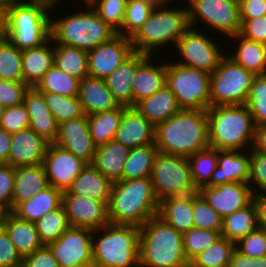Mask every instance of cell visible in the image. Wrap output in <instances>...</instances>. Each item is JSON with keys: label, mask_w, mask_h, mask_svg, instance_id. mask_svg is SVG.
<instances>
[{"label": "cell", "mask_w": 266, "mask_h": 267, "mask_svg": "<svg viewBox=\"0 0 266 267\" xmlns=\"http://www.w3.org/2000/svg\"><path fill=\"white\" fill-rule=\"evenodd\" d=\"M235 250L241 255L251 258L266 256V231L257 227L235 243Z\"/></svg>", "instance_id": "cell-52"}, {"label": "cell", "mask_w": 266, "mask_h": 267, "mask_svg": "<svg viewBox=\"0 0 266 267\" xmlns=\"http://www.w3.org/2000/svg\"><path fill=\"white\" fill-rule=\"evenodd\" d=\"M15 181V167L0 164V206L12 211V197Z\"/></svg>", "instance_id": "cell-55"}, {"label": "cell", "mask_w": 266, "mask_h": 267, "mask_svg": "<svg viewBox=\"0 0 266 267\" xmlns=\"http://www.w3.org/2000/svg\"><path fill=\"white\" fill-rule=\"evenodd\" d=\"M53 65L54 41L52 38L40 47L22 50V74L24 83L29 87H35Z\"/></svg>", "instance_id": "cell-30"}, {"label": "cell", "mask_w": 266, "mask_h": 267, "mask_svg": "<svg viewBox=\"0 0 266 267\" xmlns=\"http://www.w3.org/2000/svg\"><path fill=\"white\" fill-rule=\"evenodd\" d=\"M157 216L184 234L194 228L193 193L159 201Z\"/></svg>", "instance_id": "cell-28"}, {"label": "cell", "mask_w": 266, "mask_h": 267, "mask_svg": "<svg viewBox=\"0 0 266 267\" xmlns=\"http://www.w3.org/2000/svg\"><path fill=\"white\" fill-rule=\"evenodd\" d=\"M92 234L91 229L70 226L56 241L46 246L59 267H93Z\"/></svg>", "instance_id": "cell-14"}, {"label": "cell", "mask_w": 266, "mask_h": 267, "mask_svg": "<svg viewBox=\"0 0 266 267\" xmlns=\"http://www.w3.org/2000/svg\"><path fill=\"white\" fill-rule=\"evenodd\" d=\"M239 34L248 40L266 44V15L253 19H241Z\"/></svg>", "instance_id": "cell-56"}, {"label": "cell", "mask_w": 266, "mask_h": 267, "mask_svg": "<svg viewBox=\"0 0 266 267\" xmlns=\"http://www.w3.org/2000/svg\"><path fill=\"white\" fill-rule=\"evenodd\" d=\"M164 4H168V3H170V4H175L176 2V0H161ZM184 1H186L187 2V0H184Z\"/></svg>", "instance_id": "cell-70"}, {"label": "cell", "mask_w": 266, "mask_h": 267, "mask_svg": "<svg viewBox=\"0 0 266 267\" xmlns=\"http://www.w3.org/2000/svg\"><path fill=\"white\" fill-rule=\"evenodd\" d=\"M23 103L29 112V128L49 144L54 143L58 136L59 124L47 107L43 93L35 87H30L26 91Z\"/></svg>", "instance_id": "cell-22"}, {"label": "cell", "mask_w": 266, "mask_h": 267, "mask_svg": "<svg viewBox=\"0 0 266 267\" xmlns=\"http://www.w3.org/2000/svg\"><path fill=\"white\" fill-rule=\"evenodd\" d=\"M29 123V112L27 111L24 103H21L4 109L0 121V128L4 129L8 133L13 134L20 130L28 128Z\"/></svg>", "instance_id": "cell-53"}, {"label": "cell", "mask_w": 266, "mask_h": 267, "mask_svg": "<svg viewBox=\"0 0 266 267\" xmlns=\"http://www.w3.org/2000/svg\"><path fill=\"white\" fill-rule=\"evenodd\" d=\"M139 245V226L109 223L93 230V267H139Z\"/></svg>", "instance_id": "cell-6"}, {"label": "cell", "mask_w": 266, "mask_h": 267, "mask_svg": "<svg viewBox=\"0 0 266 267\" xmlns=\"http://www.w3.org/2000/svg\"><path fill=\"white\" fill-rule=\"evenodd\" d=\"M156 198L150 177L119 180L112 183L108 202L111 224L143 226L158 213Z\"/></svg>", "instance_id": "cell-2"}, {"label": "cell", "mask_w": 266, "mask_h": 267, "mask_svg": "<svg viewBox=\"0 0 266 267\" xmlns=\"http://www.w3.org/2000/svg\"><path fill=\"white\" fill-rule=\"evenodd\" d=\"M80 80L66 74L53 65L37 83L35 88L41 93H54L67 97H77Z\"/></svg>", "instance_id": "cell-40"}, {"label": "cell", "mask_w": 266, "mask_h": 267, "mask_svg": "<svg viewBox=\"0 0 266 267\" xmlns=\"http://www.w3.org/2000/svg\"><path fill=\"white\" fill-rule=\"evenodd\" d=\"M209 147L247 151L255 134L253 117L246 105H218L207 109Z\"/></svg>", "instance_id": "cell-5"}, {"label": "cell", "mask_w": 266, "mask_h": 267, "mask_svg": "<svg viewBox=\"0 0 266 267\" xmlns=\"http://www.w3.org/2000/svg\"><path fill=\"white\" fill-rule=\"evenodd\" d=\"M77 98L86 115L111 111L120 106L104 80L90 76L80 80Z\"/></svg>", "instance_id": "cell-26"}, {"label": "cell", "mask_w": 266, "mask_h": 267, "mask_svg": "<svg viewBox=\"0 0 266 267\" xmlns=\"http://www.w3.org/2000/svg\"><path fill=\"white\" fill-rule=\"evenodd\" d=\"M108 202L78 195H62V206L71 227L96 230L108 225Z\"/></svg>", "instance_id": "cell-17"}, {"label": "cell", "mask_w": 266, "mask_h": 267, "mask_svg": "<svg viewBox=\"0 0 266 267\" xmlns=\"http://www.w3.org/2000/svg\"><path fill=\"white\" fill-rule=\"evenodd\" d=\"M198 192L222 218L248 206L254 196L250 185L240 182L203 186Z\"/></svg>", "instance_id": "cell-18"}, {"label": "cell", "mask_w": 266, "mask_h": 267, "mask_svg": "<svg viewBox=\"0 0 266 267\" xmlns=\"http://www.w3.org/2000/svg\"><path fill=\"white\" fill-rule=\"evenodd\" d=\"M143 1H147L150 4L154 5V6H162L165 5L161 0H143Z\"/></svg>", "instance_id": "cell-68"}, {"label": "cell", "mask_w": 266, "mask_h": 267, "mask_svg": "<svg viewBox=\"0 0 266 267\" xmlns=\"http://www.w3.org/2000/svg\"><path fill=\"white\" fill-rule=\"evenodd\" d=\"M115 141L129 149L155 143V126L135 107L123 106V115Z\"/></svg>", "instance_id": "cell-21"}, {"label": "cell", "mask_w": 266, "mask_h": 267, "mask_svg": "<svg viewBox=\"0 0 266 267\" xmlns=\"http://www.w3.org/2000/svg\"><path fill=\"white\" fill-rule=\"evenodd\" d=\"M4 229L22 258L44 246L39 238L36 224L19 219L12 212L6 217Z\"/></svg>", "instance_id": "cell-34"}, {"label": "cell", "mask_w": 266, "mask_h": 267, "mask_svg": "<svg viewBox=\"0 0 266 267\" xmlns=\"http://www.w3.org/2000/svg\"><path fill=\"white\" fill-rule=\"evenodd\" d=\"M257 227V210L254 201H252L245 208L223 218L221 236L237 243Z\"/></svg>", "instance_id": "cell-37"}, {"label": "cell", "mask_w": 266, "mask_h": 267, "mask_svg": "<svg viewBox=\"0 0 266 267\" xmlns=\"http://www.w3.org/2000/svg\"><path fill=\"white\" fill-rule=\"evenodd\" d=\"M0 79L24 82L22 74V50L9 39L0 42Z\"/></svg>", "instance_id": "cell-43"}, {"label": "cell", "mask_w": 266, "mask_h": 267, "mask_svg": "<svg viewBox=\"0 0 266 267\" xmlns=\"http://www.w3.org/2000/svg\"><path fill=\"white\" fill-rule=\"evenodd\" d=\"M221 237L218 231L192 228L183 234L184 252L188 262Z\"/></svg>", "instance_id": "cell-49"}, {"label": "cell", "mask_w": 266, "mask_h": 267, "mask_svg": "<svg viewBox=\"0 0 266 267\" xmlns=\"http://www.w3.org/2000/svg\"><path fill=\"white\" fill-rule=\"evenodd\" d=\"M245 105L255 127L266 125V74L255 76Z\"/></svg>", "instance_id": "cell-48"}, {"label": "cell", "mask_w": 266, "mask_h": 267, "mask_svg": "<svg viewBox=\"0 0 266 267\" xmlns=\"http://www.w3.org/2000/svg\"><path fill=\"white\" fill-rule=\"evenodd\" d=\"M127 0H97L91 8L112 29L118 32L123 24Z\"/></svg>", "instance_id": "cell-50"}, {"label": "cell", "mask_w": 266, "mask_h": 267, "mask_svg": "<svg viewBox=\"0 0 266 267\" xmlns=\"http://www.w3.org/2000/svg\"><path fill=\"white\" fill-rule=\"evenodd\" d=\"M228 267H266V256L251 258L243 256L235 250Z\"/></svg>", "instance_id": "cell-60"}, {"label": "cell", "mask_w": 266, "mask_h": 267, "mask_svg": "<svg viewBox=\"0 0 266 267\" xmlns=\"http://www.w3.org/2000/svg\"><path fill=\"white\" fill-rule=\"evenodd\" d=\"M253 201L257 210V224L266 231V195H254Z\"/></svg>", "instance_id": "cell-61"}, {"label": "cell", "mask_w": 266, "mask_h": 267, "mask_svg": "<svg viewBox=\"0 0 266 267\" xmlns=\"http://www.w3.org/2000/svg\"><path fill=\"white\" fill-rule=\"evenodd\" d=\"M78 1H83V5L85 4V6H91L95 1L97 0H78Z\"/></svg>", "instance_id": "cell-69"}, {"label": "cell", "mask_w": 266, "mask_h": 267, "mask_svg": "<svg viewBox=\"0 0 266 267\" xmlns=\"http://www.w3.org/2000/svg\"><path fill=\"white\" fill-rule=\"evenodd\" d=\"M35 224L44 245L56 241L70 227L62 205L45 214Z\"/></svg>", "instance_id": "cell-45"}, {"label": "cell", "mask_w": 266, "mask_h": 267, "mask_svg": "<svg viewBox=\"0 0 266 267\" xmlns=\"http://www.w3.org/2000/svg\"><path fill=\"white\" fill-rule=\"evenodd\" d=\"M49 186L43 164L15 168L12 210L22 201L28 200Z\"/></svg>", "instance_id": "cell-31"}, {"label": "cell", "mask_w": 266, "mask_h": 267, "mask_svg": "<svg viewBox=\"0 0 266 267\" xmlns=\"http://www.w3.org/2000/svg\"><path fill=\"white\" fill-rule=\"evenodd\" d=\"M157 153L158 148L155 143L130 149L123 166L121 180L150 177Z\"/></svg>", "instance_id": "cell-38"}, {"label": "cell", "mask_w": 266, "mask_h": 267, "mask_svg": "<svg viewBox=\"0 0 266 267\" xmlns=\"http://www.w3.org/2000/svg\"><path fill=\"white\" fill-rule=\"evenodd\" d=\"M134 107L154 126L165 122L181 110L175 95L167 85Z\"/></svg>", "instance_id": "cell-33"}, {"label": "cell", "mask_w": 266, "mask_h": 267, "mask_svg": "<svg viewBox=\"0 0 266 267\" xmlns=\"http://www.w3.org/2000/svg\"><path fill=\"white\" fill-rule=\"evenodd\" d=\"M254 195H266V154L249 149V179Z\"/></svg>", "instance_id": "cell-51"}, {"label": "cell", "mask_w": 266, "mask_h": 267, "mask_svg": "<svg viewBox=\"0 0 266 267\" xmlns=\"http://www.w3.org/2000/svg\"><path fill=\"white\" fill-rule=\"evenodd\" d=\"M255 76L226 54L210 76L211 107L245 105Z\"/></svg>", "instance_id": "cell-11"}, {"label": "cell", "mask_w": 266, "mask_h": 267, "mask_svg": "<svg viewBox=\"0 0 266 267\" xmlns=\"http://www.w3.org/2000/svg\"><path fill=\"white\" fill-rule=\"evenodd\" d=\"M150 178L158 201L199 191L194 184L187 157L158 152Z\"/></svg>", "instance_id": "cell-10"}, {"label": "cell", "mask_w": 266, "mask_h": 267, "mask_svg": "<svg viewBox=\"0 0 266 267\" xmlns=\"http://www.w3.org/2000/svg\"><path fill=\"white\" fill-rule=\"evenodd\" d=\"M52 11L42 3L16 0L6 10L7 39L20 50L42 46L51 38Z\"/></svg>", "instance_id": "cell-8"}, {"label": "cell", "mask_w": 266, "mask_h": 267, "mask_svg": "<svg viewBox=\"0 0 266 267\" xmlns=\"http://www.w3.org/2000/svg\"><path fill=\"white\" fill-rule=\"evenodd\" d=\"M187 1L186 6H188L189 22L192 28L198 27L202 31L206 28L208 33L211 34L213 31L214 35L221 33L220 36L224 35L226 39L240 32L241 18L238 0ZM199 23H204L202 28L198 26ZM210 30L212 31L209 32Z\"/></svg>", "instance_id": "cell-12"}, {"label": "cell", "mask_w": 266, "mask_h": 267, "mask_svg": "<svg viewBox=\"0 0 266 267\" xmlns=\"http://www.w3.org/2000/svg\"><path fill=\"white\" fill-rule=\"evenodd\" d=\"M249 150H218V164L206 186H218L230 182L248 183Z\"/></svg>", "instance_id": "cell-24"}, {"label": "cell", "mask_w": 266, "mask_h": 267, "mask_svg": "<svg viewBox=\"0 0 266 267\" xmlns=\"http://www.w3.org/2000/svg\"><path fill=\"white\" fill-rule=\"evenodd\" d=\"M4 109H5V107L0 103V121H1Z\"/></svg>", "instance_id": "cell-71"}, {"label": "cell", "mask_w": 266, "mask_h": 267, "mask_svg": "<svg viewBox=\"0 0 266 267\" xmlns=\"http://www.w3.org/2000/svg\"><path fill=\"white\" fill-rule=\"evenodd\" d=\"M62 194L59 189L48 186L28 200L20 202L11 212L19 219L36 223L45 214L62 205Z\"/></svg>", "instance_id": "cell-32"}, {"label": "cell", "mask_w": 266, "mask_h": 267, "mask_svg": "<svg viewBox=\"0 0 266 267\" xmlns=\"http://www.w3.org/2000/svg\"><path fill=\"white\" fill-rule=\"evenodd\" d=\"M252 149L256 152L266 154V125L255 127Z\"/></svg>", "instance_id": "cell-62"}, {"label": "cell", "mask_w": 266, "mask_h": 267, "mask_svg": "<svg viewBox=\"0 0 266 267\" xmlns=\"http://www.w3.org/2000/svg\"><path fill=\"white\" fill-rule=\"evenodd\" d=\"M241 19H253L266 15V0H238Z\"/></svg>", "instance_id": "cell-59"}, {"label": "cell", "mask_w": 266, "mask_h": 267, "mask_svg": "<svg viewBox=\"0 0 266 267\" xmlns=\"http://www.w3.org/2000/svg\"><path fill=\"white\" fill-rule=\"evenodd\" d=\"M192 178L195 186L200 189L206 186L218 164V149L208 147L192 154L189 158Z\"/></svg>", "instance_id": "cell-42"}, {"label": "cell", "mask_w": 266, "mask_h": 267, "mask_svg": "<svg viewBox=\"0 0 266 267\" xmlns=\"http://www.w3.org/2000/svg\"><path fill=\"white\" fill-rule=\"evenodd\" d=\"M56 145L70 151L87 164H92L96 151L89 131L87 115L59 124Z\"/></svg>", "instance_id": "cell-19"}, {"label": "cell", "mask_w": 266, "mask_h": 267, "mask_svg": "<svg viewBox=\"0 0 266 267\" xmlns=\"http://www.w3.org/2000/svg\"><path fill=\"white\" fill-rule=\"evenodd\" d=\"M133 52L130 38L116 34L88 51V75L104 80Z\"/></svg>", "instance_id": "cell-16"}, {"label": "cell", "mask_w": 266, "mask_h": 267, "mask_svg": "<svg viewBox=\"0 0 266 267\" xmlns=\"http://www.w3.org/2000/svg\"><path fill=\"white\" fill-rule=\"evenodd\" d=\"M42 164L49 186L62 192L71 187L73 180L87 165L82 159L55 143L48 144Z\"/></svg>", "instance_id": "cell-15"}, {"label": "cell", "mask_w": 266, "mask_h": 267, "mask_svg": "<svg viewBox=\"0 0 266 267\" xmlns=\"http://www.w3.org/2000/svg\"><path fill=\"white\" fill-rule=\"evenodd\" d=\"M151 57L154 56L149 55L137 67L132 79L133 107L166 85V61L163 63L164 61L161 59V64H154V59Z\"/></svg>", "instance_id": "cell-25"}, {"label": "cell", "mask_w": 266, "mask_h": 267, "mask_svg": "<svg viewBox=\"0 0 266 267\" xmlns=\"http://www.w3.org/2000/svg\"><path fill=\"white\" fill-rule=\"evenodd\" d=\"M16 0H0V9L7 10Z\"/></svg>", "instance_id": "cell-67"}, {"label": "cell", "mask_w": 266, "mask_h": 267, "mask_svg": "<svg viewBox=\"0 0 266 267\" xmlns=\"http://www.w3.org/2000/svg\"><path fill=\"white\" fill-rule=\"evenodd\" d=\"M129 151L128 147L112 140L105 145L96 147L92 165L112 183L119 181Z\"/></svg>", "instance_id": "cell-35"}, {"label": "cell", "mask_w": 266, "mask_h": 267, "mask_svg": "<svg viewBox=\"0 0 266 267\" xmlns=\"http://www.w3.org/2000/svg\"><path fill=\"white\" fill-rule=\"evenodd\" d=\"M47 107L58 124L67 120L84 117L86 114L77 97H67L54 93H43Z\"/></svg>", "instance_id": "cell-44"}, {"label": "cell", "mask_w": 266, "mask_h": 267, "mask_svg": "<svg viewBox=\"0 0 266 267\" xmlns=\"http://www.w3.org/2000/svg\"><path fill=\"white\" fill-rule=\"evenodd\" d=\"M7 39V13L0 9V42Z\"/></svg>", "instance_id": "cell-64"}, {"label": "cell", "mask_w": 266, "mask_h": 267, "mask_svg": "<svg viewBox=\"0 0 266 267\" xmlns=\"http://www.w3.org/2000/svg\"><path fill=\"white\" fill-rule=\"evenodd\" d=\"M193 220L194 228L221 233L223 218L209 205L199 192L193 193Z\"/></svg>", "instance_id": "cell-47"}, {"label": "cell", "mask_w": 266, "mask_h": 267, "mask_svg": "<svg viewBox=\"0 0 266 267\" xmlns=\"http://www.w3.org/2000/svg\"><path fill=\"white\" fill-rule=\"evenodd\" d=\"M158 152L189 158L209 147L207 110L181 109L155 126Z\"/></svg>", "instance_id": "cell-1"}, {"label": "cell", "mask_w": 266, "mask_h": 267, "mask_svg": "<svg viewBox=\"0 0 266 267\" xmlns=\"http://www.w3.org/2000/svg\"><path fill=\"white\" fill-rule=\"evenodd\" d=\"M22 267H59V264L49 248L44 245L33 254L25 256Z\"/></svg>", "instance_id": "cell-58"}, {"label": "cell", "mask_w": 266, "mask_h": 267, "mask_svg": "<svg viewBox=\"0 0 266 267\" xmlns=\"http://www.w3.org/2000/svg\"><path fill=\"white\" fill-rule=\"evenodd\" d=\"M148 56L143 53L133 52L119 67L104 79L105 85L119 105L133 107L132 79L137 67Z\"/></svg>", "instance_id": "cell-23"}, {"label": "cell", "mask_w": 266, "mask_h": 267, "mask_svg": "<svg viewBox=\"0 0 266 267\" xmlns=\"http://www.w3.org/2000/svg\"><path fill=\"white\" fill-rule=\"evenodd\" d=\"M84 7L86 9L80 7V10L62 18L57 16L55 19L54 15L51 16V38L54 44L90 51L117 34L91 6Z\"/></svg>", "instance_id": "cell-7"}, {"label": "cell", "mask_w": 266, "mask_h": 267, "mask_svg": "<svg viewBox=\"0 0 266 267\" xmlns=\"http://www.w3.org/2000/svg\"><path fill=\"white\" fill-rule=\"evenodd\" d=\"M166 61V85L181 109L207 110L211 107L210 76L200 69Z\"/></svg>", "instance_id": "cell-9"}, {"label": "cell", "mask_w": 266, "mask_h": 267, "mask_svg": "<svg viewBox=\"0 0 266 267\" xmlns=\"http://www.w3.org/2000/svg\"><path fill=\"white\" fill-rule=\"evenodd\" d=\"M139 267H189L183 234L157 215L140 227Z\"/></svg>", "instance_id": "cell-4"}, {"label": "cell", "mask_w": 266, "mask_h": 267, "mask_svg": "<svg viewBox=\"0 0 266 267\" xmlns=\"http://www.w3.org/2000/svg\"><path fill=\"white\" fill-rule=\"evenodd\" d=\"M154 7L147 1L127 0L124 21L117 34L131 38L148 19Z\"/></svg>", "instance_id": "cell-46"}, {"label": "cell", "mask_w": 266, "mask_h": 267, "mask_svg": "<svg viewBox=\"0 0 266 267\" xmlns=\"http://www.w3.org/2000/svg\"><path fill=\"white\" fill-rule=\"evenodd\" d=\"M9 213L10 211L7 208L0 206V230L4 229L5 220Z\"/></svg>", "instance_id": "cell-66"}, {"label": "cell", "mask_w": 266, "mask_h": 267, "mask_svg": "<svg viewBox=\"0 0 266 267\" xmlns=\"http://www.w3.org/2000/svg\"><path fill=\"white\" fill-rule=\"evenodd\" d=\"M29 88L24 82L0 79V103L5 108L23 103L26 91Z\"/></svg>", "instance_id": "cell-54"}, {"label": "cell", "mask_w": 266, "mask_h": 267, "mask_svg": "<svg viewBox=\"0 0 266 267\" xmlns=\"http://www.w3.org/2000/svg\"><path fill=\"white\" fill-rule=\"evenodd\" d=\"M48 144L29 127L13 133L8 164L15 168L42 164Z\"/></svg>", "instance_id": "cell-20"}, {"label": "cell", "mask_w": 266, "mask_h": 267, "mask_svg": "<svg viewBox=\"0 0 266 267\" xmlns=\"http://www.w3.org/2000/svg\"><path fill=\"white\" fill-rule=\"evenodd\" d=\"M12 134L0 128V164H8Z\"/></svg>", "instance_id": "cell-63"}, {"label": "cell", "mask_w": 266, "mask_h": 267, "mask_svg": "<svg viewBox=\"0 0 266 267\" xmlns=\"http://www.w3.org/2000/svg\"><path fill=\"white\" fill-rule=\"evenodd\" d=\"M23 258L5 229L0 230V267H22Z\"/></svg>", "instance_id": "cell-57"}, {"label": "cell", "mask_w": 266, "mask_h": 267, "mask_svg": "<svg viewBox=\"0 0 266 267\" xmlns=\"http://www.w3.org/2000/svg\"><path fill=\"white\" fill-rule=\"evenodd\" d=\"M54 65L79 80L88 75V51L77 47L54 44Z\"/></svg>", "instance_id": "cell-39"}, {"label": "cell", "mask_w": 266, "mask_h": 267, "mask_svg": "<svg viewBox=\"0 0 266 267\" xmlns=\"http://www.w3.org/2000/svg\"><path fill=\"white\" fill-rule=\"evenodd\" d=\"M207 33L206 30L200 31L190 27L175 46V52H178L176 53L178 54L177 58L178 56L181 57V60L177 59L175 63L212 74L226 56V52L221 51V44L214 41L217 40L215 37L210 38L209 33Z\"/></svg>", "instance_id": "cell-13"}, {"label": "cell", "mask_w": 266, "mask_h": 267, "mask_svg": "<svg viewBox=\"0 0 266 267\" xmlns=\"http://www.w3.org/2000/svg\"><path fill=\"white\" fill-rule=\"evenodd\" d=\"M182 5L183 8L170 4L155 6L148 19L130 38L133 51L154 56L158 49L162 51L166 45L175 47L191 27L187 6Z\"/></svg>", "instance_id": "cell-3"}, {"label": "cell", "mask_w": 266, "mask_h": 267, "mask_svg": "<svg viewBox=\"0 0 266 267\" xmlns=\"http://www.w3.org/2000/svg\"><path fill=\"white\" fill-rule=\"evenodd\" d=\"M234 251L235 243L221 236L195 256L189 262V267H228Z\"/></svg>", "instance_id": "cell-41"}, {"label": "cell", "mask_w": 266, "mask_h": 267, "mask_svg": "<svg viewBox=\"0 0 266 267\" xmlns=\"http://www.w3.org/2000/svg\"><path fill=\"white\" fill-rule=\"evenodd\" d=\"M112 182L92 164H87L73 180L71 187L62 195H78L109 201Z\"/></svg>", "instance_id": "cell-29"}, {"label": "cell", "mask_w": 266, "mask_h": 267, "mask_svg": "<svg viewBox=\"0 0 266 267\" xmlns=\"http://www.w3.org/2000/svg\"><path fill=\"white\" fill-rule=\"evenodd\" d=\"M23 1L42 3L45 6L51 8L52 10L54 8L57 10L58 9L57 7H59L58 5L60 4V2H61V6H62V1H64V0H23Z\"/></svg>", "instance_id": "cell-65"}, {"label": "cell", "mask_w": 266, "mask_h": 267, "mask_svg": "<svg viewBox=\"0 0 266 267\" xmlns=\"http://www.w3.org/2000/svg\"><path fill=\"white\" fill-rule=\"evenodd\" d=\"M123 115V106L111 111L87 115L91 139L96 147L115 139Z\"/></svg>", "instance_id": "cell-36"}, {"label": "cell", "mask_w": 266, "mask_h": 267, "mask_svg": "<svg viewBox=\"0 0 266 267\" xmlns=\"http://www.w3.org/2000/svg\"><path fill=\"white\" fill-rule=\"evenodd\" d=\"M228 40L233 41L230 45L234 44L232 46H234L233 51L235 50L226 51L229 58L255 75L266 74V44L248 40L239 33L226 39V42Z\"/></svg>", "instance_id": "cell-27"}]
</instances>
